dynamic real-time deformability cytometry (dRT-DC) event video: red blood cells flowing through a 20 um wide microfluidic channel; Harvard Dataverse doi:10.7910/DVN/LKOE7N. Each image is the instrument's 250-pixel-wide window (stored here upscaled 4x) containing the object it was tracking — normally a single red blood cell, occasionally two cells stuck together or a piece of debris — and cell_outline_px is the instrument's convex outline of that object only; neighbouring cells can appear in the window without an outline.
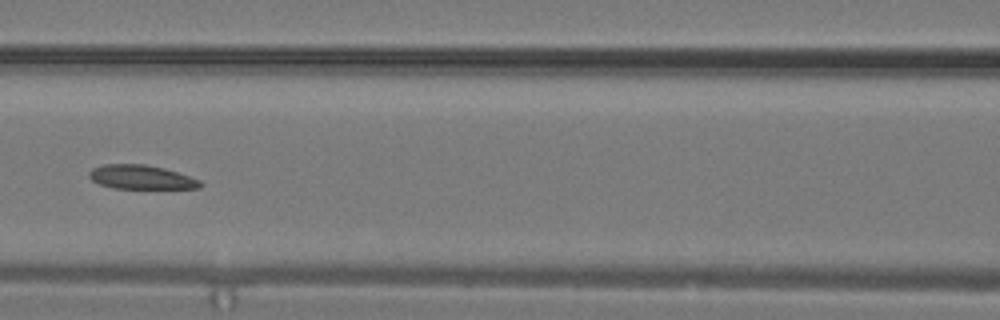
{"species": "common noctule bat (a hibernating species)", "species_latin": "Nyctalus noctula", "temperature_condition": "warm", "stored_images_in_passage": 20, "camera_frame_rate_fps": 3000, "um_per_image_px": 0.085, "animal": {"sex": "male", "body_mass_g": 19.2, "forearm_length_mm": 51.8}, "frame": {"image": 1, "passage_image": 9, "time_ms": 2.667, "image_size_px": [1000, 320], "cell_outline_px": [[204, 184], [200, 188], [112, 188], [100, 184], [92, 180], [88, 176], [88, 172], [92, 168], [104, 164], [144, 164], [164, 168], [200, 180]], "centroid_in_image_um": [11.97, 15.05], "position_along_channel_um": 154.6, "area_um2": 15.49}}
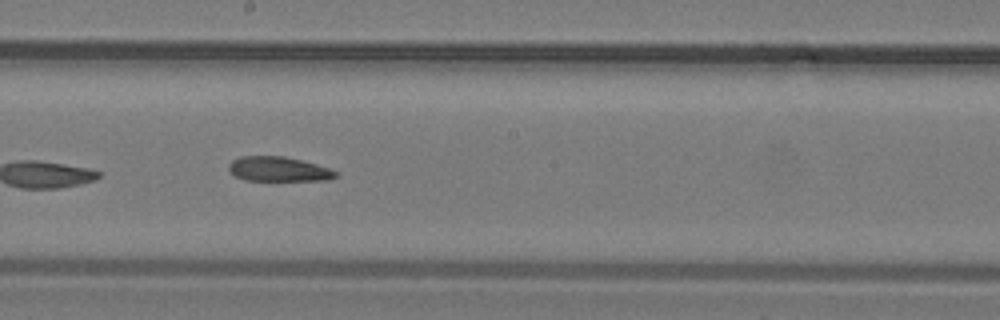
{"frame": {"image": 2, "passage_image": 12, "time_ms": 3.667, "image_size_px": [1000, 320], "cell_outline_px": [[340, 176], [328, 180], [244, 180], [236, 176], [228, 168], [228, 164], [232, 160], [240, 156], [284, 156], [316, 164], [328, 168], [336, 172]], "centroid_in_image_um": [23.67, 14.37], "position_along_channel_um": 224.5, "area_um2": 15.26}}